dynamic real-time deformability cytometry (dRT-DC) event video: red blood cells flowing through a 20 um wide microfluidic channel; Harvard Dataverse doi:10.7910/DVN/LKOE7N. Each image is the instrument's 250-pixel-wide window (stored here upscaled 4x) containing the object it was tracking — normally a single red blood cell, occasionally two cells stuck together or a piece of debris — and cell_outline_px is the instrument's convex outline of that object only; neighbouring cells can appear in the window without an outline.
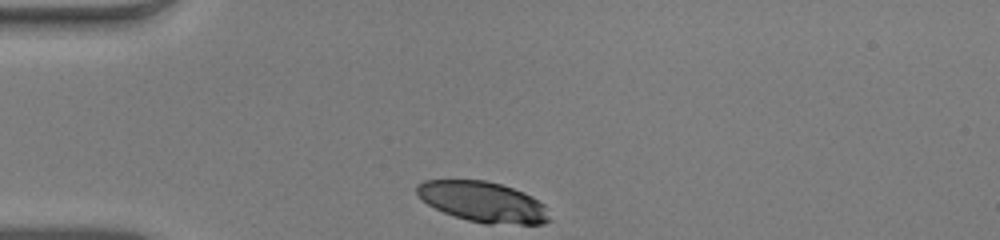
{"species": "human", "species_latin": "Homo sapiens", "temperature_condition": "warm", "stored_images_in_passage": 30, "camera_frame_rate_fps": 3000, "um_per_image_px": 0.085, "donor": {"sex": "male"}, "frame": {"image": 1, "passage_image": 1, "time_ms": 0.0, "image_size_px": [1000, 240], "cell_outline_px": [[552, 220], [544, 224], [484, 224], [468, 220], [444, 212], [420, 200], [416, 192], [416, 184], [424, 180], [484, 180], [500, 184], [524, 192], [532, 196], [544, 204], [548, 208]], "centroid_in_image_um": [41.08, 17.17], "position_along_channel_um": 43.9, "area_um2": 31.56}}
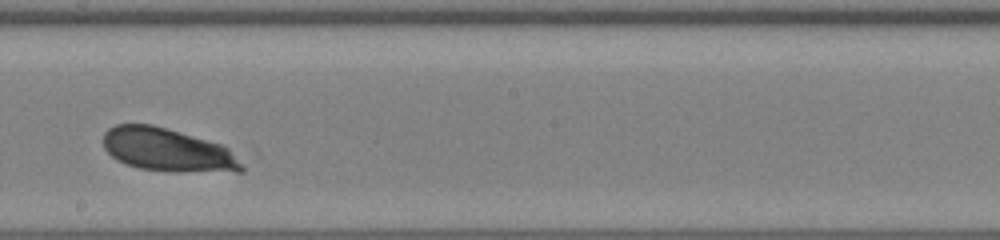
{"frame": {"image": 2, "passage_image": 18, "time_ms": 5.667, "image_size_px": [1000, 240], "cell_outline_px": [[244, 172], [176, 172], [140, 168], [116, 160], [104, 148], [104, 132], [108, 128], [116, 124], [152, 124], [220, 144], [228, 148], [232, 152], [244, 168]], "centroid_in_image_um": [14.24, 12.76], "position_along_channel_um": 234.0, "area_um2": 34.74}}
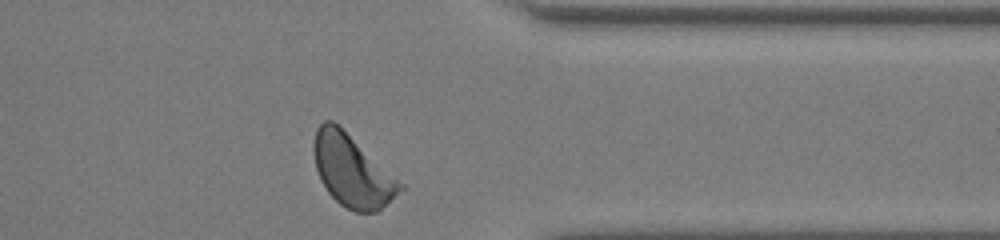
{"frame": {"image": 3, "passage_image": 30, "time_ms": 9.667, "image_size_px": [1000, 240], "cell_outline_px": [[404, 188], [376, 212], [356, 212], [340, 204], [328, 192], [320, 180], [316, 168], [312, 148], [316, 128], [324, 120], [332, 120], [404, 184]], "centroid_in_image_um": [29.9, 14.52], "position_along_channel_um": 381.5, "area_um2": 35.49}, "authors_computed_cell_mechanics": {"area_um2": 34.7378, "velocity_mm_per_s": 3.8653, "shape_relaxation_time_tau1_ms": 1.2656, "shape_relaxation_time_tau2_ms": null, "deformation_change_tau1": 0.0726, "deformation_change_tau2": null}}